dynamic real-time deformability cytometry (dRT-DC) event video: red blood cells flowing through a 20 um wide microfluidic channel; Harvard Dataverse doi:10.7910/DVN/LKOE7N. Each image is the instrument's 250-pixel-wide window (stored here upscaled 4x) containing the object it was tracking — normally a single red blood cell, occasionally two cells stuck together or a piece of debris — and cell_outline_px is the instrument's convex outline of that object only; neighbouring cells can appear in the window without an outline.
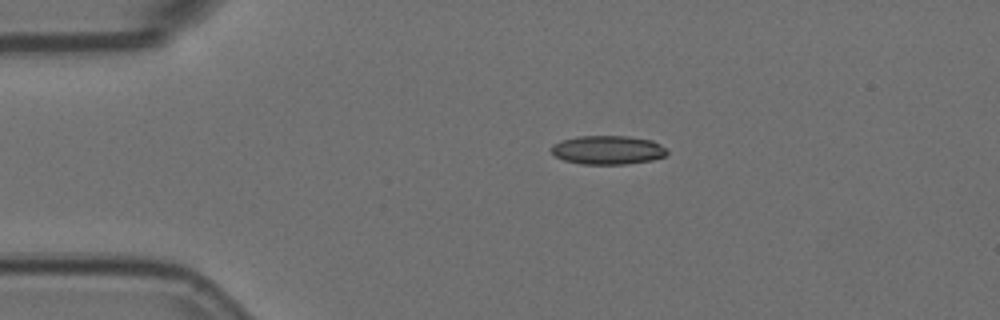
{"species": "Egyptian fruit bat (a non-hibernating species)", "species_latin": "Rousettus aegyptiacus", "temperature_condition": "room temperature", "stored_images_in_passage": 5, "camera_frame_rate_fps": 3000, "um_per_image_px": 0.085, "animal": {"sex": "female"}, "frame": {"image": 1, "passage_image": 2, "time_ms": 0.333, "image_size_px": [1000, 320], "cell_outline_px": [[668, 152], [664, 156], [652, 160], [624, 164], [580, 164], [564, 160], [556, 156], [552, 152], [552, 144], [560, 140], [580, 136], [628, 136], [652, 140], [660, 144]], "centroid_in_image_um": [51.65, 12.74], "position_along_channel_um": 33.4, "area_um2": 19.36}}
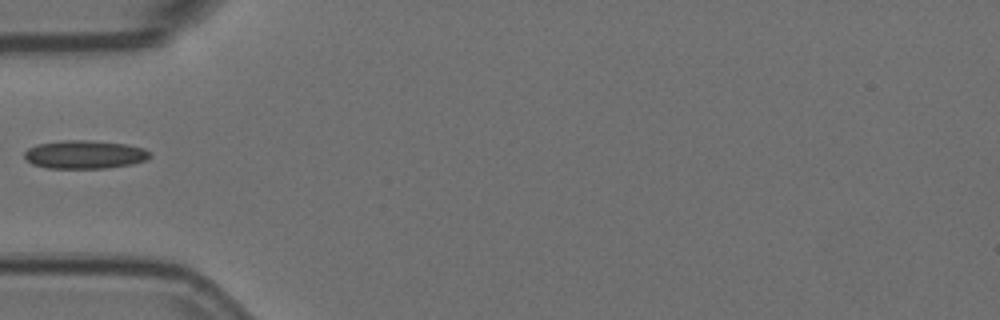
{"frame": {"image": 2, "passage_image": 4, "time_ms": 1.0, "image_size_px": [1000, 320], "cell_outline_px": [[152, 156], [148, 160], [132, 164], [108, 168], [44, 168], [32, 164], [24, 160], [24, 152], [28, 148], [36, 144], [64, 140], [88, 140], [124, 144], [144, 148], [152, 152]], "centroid_in_image_um": [7.2, 13.14], "position_along_channel_um": 77.8, "area_um2": 21.04}}
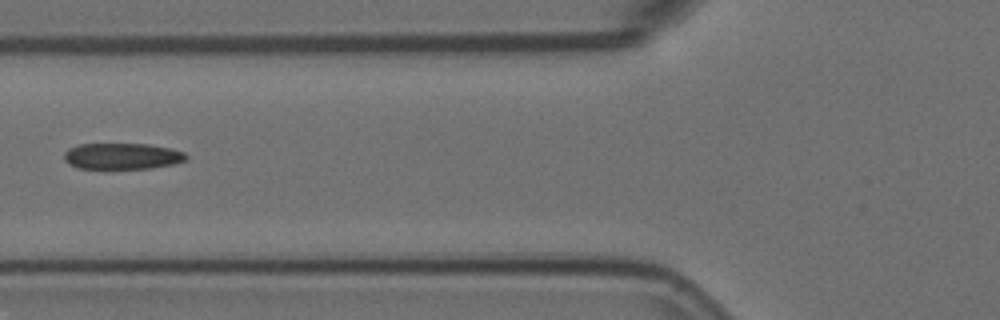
{"frame": {"image": 3, "passage_image": 5, "time_ms": 1.333, "image_size_px": [1000, 320], "cell_outline_px": [[188, 156], [184, 160], [172, 164], [148, 168], [80, 168], [68, 164], [64, 160], [64, 152], [68, 148], [80, 144], [148, 144], [172, 148], [184, 152]], "centroid_in_image_um": [10.36, 13.26], "position_along_channel_um": 115.4, "area_um2": 18.5}}